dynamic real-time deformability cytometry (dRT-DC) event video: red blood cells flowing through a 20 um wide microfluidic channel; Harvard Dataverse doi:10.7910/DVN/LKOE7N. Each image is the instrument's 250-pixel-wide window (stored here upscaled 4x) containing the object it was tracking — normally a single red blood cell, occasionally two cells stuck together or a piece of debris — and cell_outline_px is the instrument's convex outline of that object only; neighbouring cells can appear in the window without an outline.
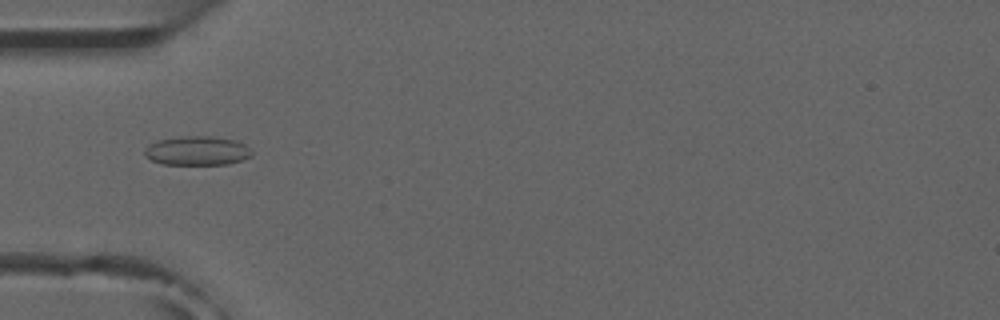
{"species": "common noctule bat (a hibernating species)", "species_latin": "Nyctalus noctula", "temperature_condition": "room temperature", "stored_images_in_passage": 7, "camera_frame_rate_fps": 3000, "um_per_image_px": 0.085, "animal": {"sex": "male", "forearm_length_mm": 52.5}, "frame": {"image": 1, "passage_image": 4, "time_ms": 3.333, "image_size_px": [1000, 320], "cell_outline_px": [[252, 156], [228, 164], [160, 164], [144, 156], [144, 148], [148, 144], [160, 140], [180, 136], [212, 136], [236, 140], [244, 144], [252, 152]], "centroid_in_image_um": [16.73, 12.81], "position_along_channel_um": 68.3, "area_um2": 18.21}}
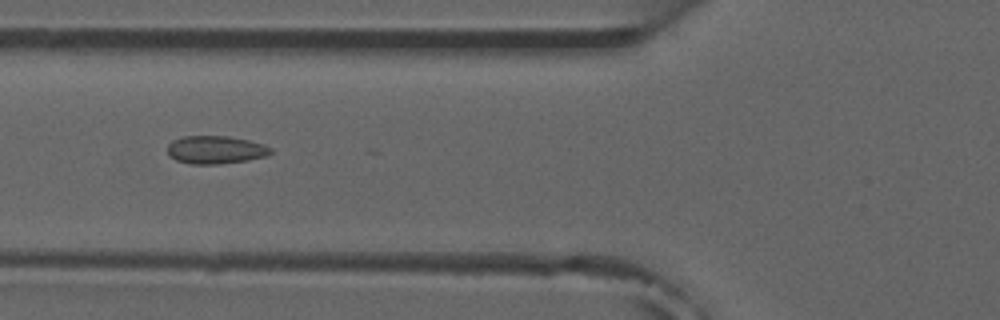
{"frame": {"image": 2, "passage_image": 5, "time_ms": 4.333, "image_size_px": [1000, 320], "cell_outline_px": [[272, 152], [268, 156], [248, 160], [220, 164], [192, 164], [176, 160], [168, 156], [168, 144], [172, 140], [184, 136], [228, 136], [248, 140], [264, 144], [272, 148]], "centroid_in_image_um": [18.33, 12.73], "position_along_channel_um": 107.5, "area_um2": 16.99}}
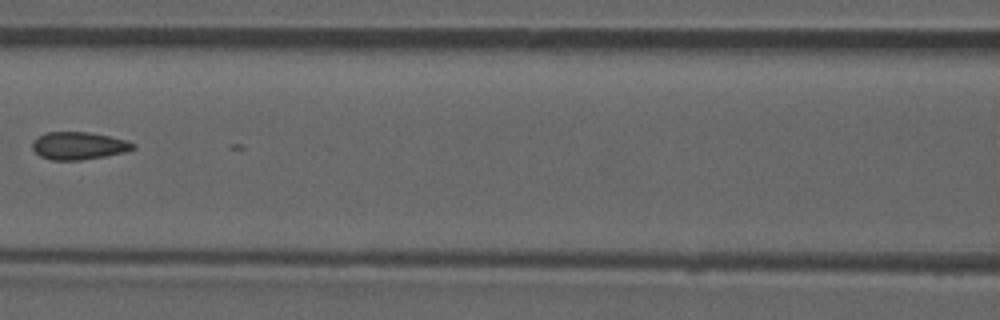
{"frame": {"image": 3, "passage_image": 6, "time_ms": 5.667, "image_size_px": [1000, 320], "cell_outline_px": [[136, 148], [124, 152], [104, 156], [80, 160], [52, 160], [40, 156], [32, 148], [32, 144], [36, 136], [48, 132], [88, 132], [128, 140], [136, 144]], "centroid_in_image_um": [6.69, 12.38], "position_along_channel_um": 159.9, "area_um2": 16.18}}